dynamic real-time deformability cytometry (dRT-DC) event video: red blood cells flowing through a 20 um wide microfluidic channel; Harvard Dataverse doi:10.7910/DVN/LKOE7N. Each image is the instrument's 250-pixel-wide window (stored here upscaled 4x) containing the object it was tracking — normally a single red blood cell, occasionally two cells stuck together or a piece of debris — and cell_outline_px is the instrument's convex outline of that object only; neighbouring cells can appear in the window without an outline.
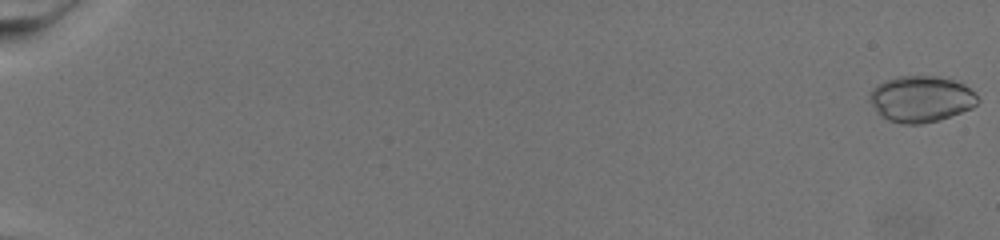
{"species": "common noctule bat (a hibernating species)", "species_latin": "Nyctalus noctula", "temperature_condition": "warm", "stored_images_in_passage": 75, "camera_frame_rate_fps": 3000, "um_per_image_px": 0.085, "animal": {"sex": "female", "body_mass_g": 19.5, "forearm_length_mm": 54.1}, "frame": {"image": 1, "passage_image": 1, "time_ms": 0.0, "image_size_px": [1000, 240], "cell_outline_px": [[980, 100], [972, 108], [940, 120], [920, 124], [904, 124], [888, 120], [880, 116], [876, 112], [868, 100], [868, 92], [872, 88], [884, 80], [900, 76], [936, 76], [952, 80], [964, 84], [976, 92]], "centroid_in_image_um": [78.26, 8.41], "position_along_channel_um": 6.7, "area_um2": 29.48}}
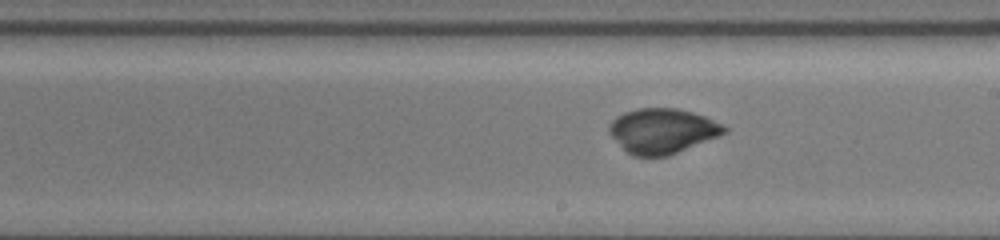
{"frame": {"image": 2, "passage_image": 47, "time_ms": 15.333, "image_size_px": [1000, 240], "cell_outline_px": [[728, 132], [720, 136], [668, 156], [632, 156], [608, 132], [608, 124], [616, 116], [624, 112], [636, 108], [676, 108], [692, 112], [704, 116], [724, 124], [728, 128]], "centroid_in_image_um": [56.32, 11.12], "position_along_channel_um": 232.7, "area_um2": 30.29}}
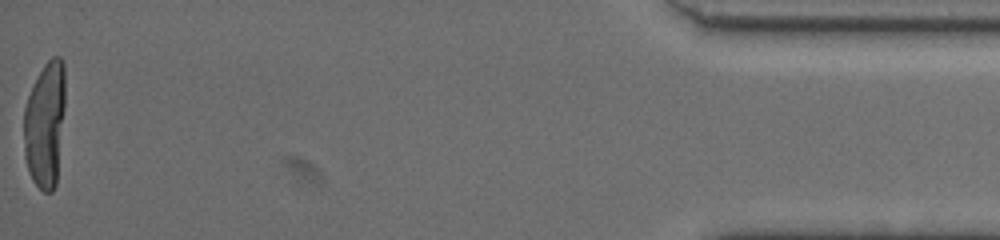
{"frame": {"image": 3, "passage_image": 75, "time_ms": 24.667, "image_size_px": [1000, 240], "cell_outline_px": [[64, 108], [56, 184], [52, 192], [44, 192], [32, 180], [24, 156], [24, 108], [28, 96], [44, 64], [52, 56], [60, 56], [64, 60]], "centroid_in_image_um": [3.82, 10.56], "position_along_channel_um": 431.4, "area_um2": 30.23}}